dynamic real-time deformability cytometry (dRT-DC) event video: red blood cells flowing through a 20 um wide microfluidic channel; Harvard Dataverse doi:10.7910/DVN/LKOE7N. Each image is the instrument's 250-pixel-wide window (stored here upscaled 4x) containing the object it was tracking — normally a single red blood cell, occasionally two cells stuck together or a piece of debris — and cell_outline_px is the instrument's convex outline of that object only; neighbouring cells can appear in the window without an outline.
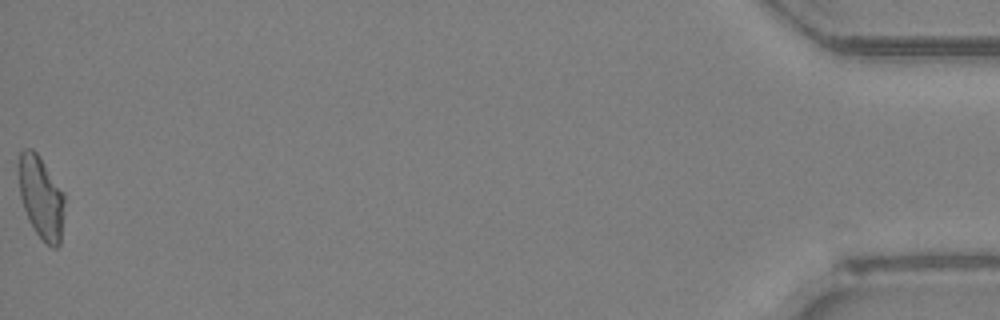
{"species": "Egyptian fruit bat (a non-hibernating species)", "species_latin": "Rousettus aegyptiacus", "temperature_condition": "room temperature", "stored_images_in_passage": 35, "camera_frame_rate_fps": 3000, "um_per_image_px": 0.085, "animal": {"sex": "female"}, "frame": {"image": 1, "passage_image": 35, "time_ms": 11.333, "image_size_px": [1000, 320], "cell_outline_px": [[64, 200], [60, 244], [56, 248], [52, 248], [36, 232], [28, 220], [20, 196], [20, 152], [24, 148], [32, 148], [40, 156], [64, 192]], "centroid_in_image_um": [3.51, 16.77], "position_along_channel_um": 431.7, "area_um2": 21.68}, "authors_computed_cell_mechanics": {"area_um2": 22.3108, "velocity_mm_per_s": 4.2068, "shape_relaxation_time_tau1_ms": null, "shape_relaxation_time_tau2_ms": 5.0801, "deformation_change_tau1": null, "deformation_change_tau2": 0.1599}}